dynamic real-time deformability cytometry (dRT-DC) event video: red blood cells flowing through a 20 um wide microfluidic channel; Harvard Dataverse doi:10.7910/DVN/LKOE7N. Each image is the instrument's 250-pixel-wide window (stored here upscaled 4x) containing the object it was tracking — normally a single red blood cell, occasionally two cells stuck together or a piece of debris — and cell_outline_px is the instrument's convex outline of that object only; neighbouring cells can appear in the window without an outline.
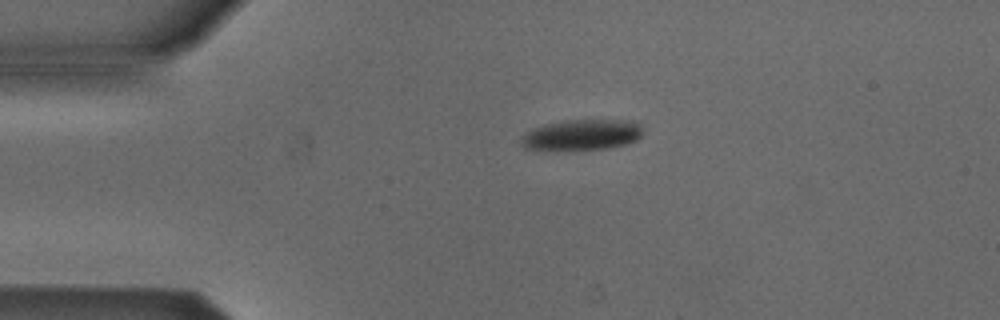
{"species": "Egyptian fruit bat (a non-hibernating species)", "species_latin": "Rousettus aegyptiacus", "temperature_condition": "cold", "stored_images_in_passage": 2, "camera_frame_rate_fps": 3000, "um_per_image_px": 0.085, "animal": {"sex": "male"}, "frame": {"image": 1, "passage_image": 1, "time_ms": 0.0, "image_size_px": [1000, 320], "cell_outline_px": [[644, 132], [636, 140], [624, 144], [608, 148], [524, 148], [520, 144], [520, 140], [528, 132], [544, 124], [564, 120], [620, 120], [636, 124]], "centroid_in_image_um": [49.46, 11.43], "position_along_channel_um": 35.5, "area_um2": 20.75}}